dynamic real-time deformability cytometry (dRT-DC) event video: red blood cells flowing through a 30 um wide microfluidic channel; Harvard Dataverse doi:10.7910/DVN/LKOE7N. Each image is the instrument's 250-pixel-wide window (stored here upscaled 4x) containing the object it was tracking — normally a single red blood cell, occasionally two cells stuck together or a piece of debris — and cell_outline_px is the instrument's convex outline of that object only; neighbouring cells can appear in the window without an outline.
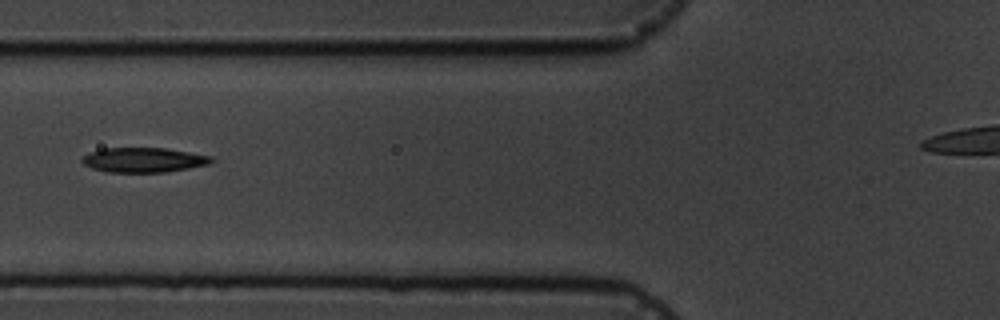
{"species": "common noctule bat (a hibernating species)", "species_latin": "Nyctalus noctula", "temperature_condition": "cold", "stored_images_in_passage": 13, "camera_frame_rate_fps": 3000, "um_per_image_px": 0.085, "animal": {"sex": "male", "body_mass_g": 19.5, "forearm_length_mm": 54.6}, "frame": {"image": 1, "passage_image": 4, "time_ms": 3.333, "image_size_px": [1000, 320], "cell_outline_px": [[216, 160], [208, 164], [188, 168], [164, 172], [108, 172], [92, 168], [84, 164], [80, 160], [88, 152], [104, 148], [164, 148], [212, 156]], "centroid_in_image_um": [12.2, 13.59], "position_along_channel_um": 113.6, "area_um2": 18.55}}
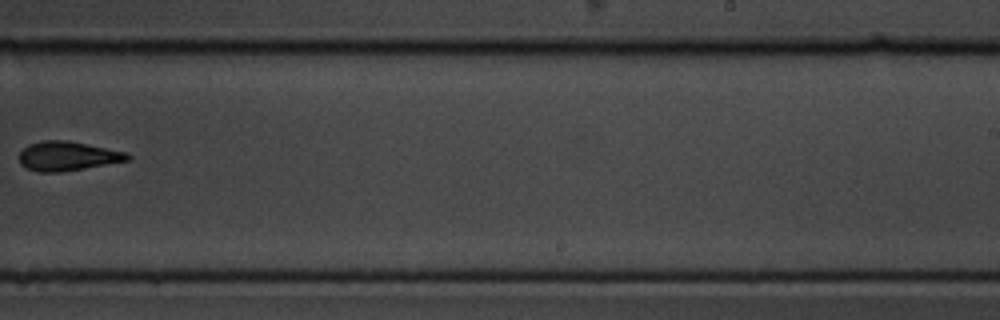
{"frame": {"image": 2, "passage_image": 8, "time_ms": 8.0, "image_size_px": [1000, 320], "cell_outline_px": [[132, 160], [60, 172], [36, 172], [20, 164], [20, 152], [28, 144], [40, 140], [68, 140], [128, 152], [132, 156]], "centroid_in_image_um": [5.78, 13.26], "position_along_channel_um": 283.2, "area_um2": 18.67}}
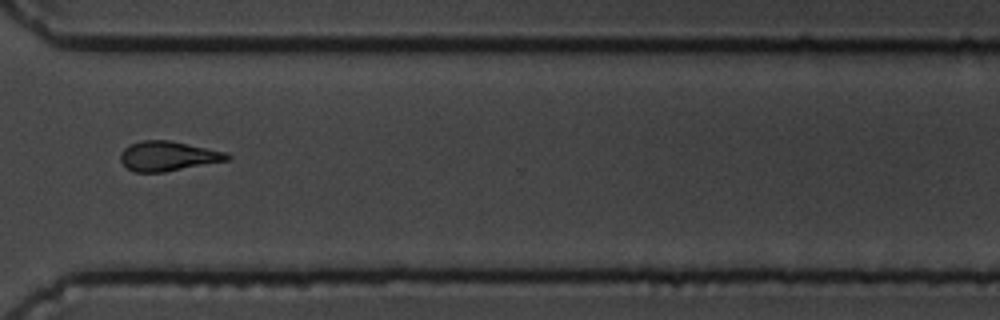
{"frame": {"image": 3, "passage_image": 10, "time_ms": 10.0, "image_size_px": [1000, 320], "cell_outline_px": [[232, 156], [228, 160], [164, 172], [136, 172], [128, 168], [120, 160], [120, 152], [128, 144], [140, 140], [168, 140], [224, 152]], "centroid_in_image_um": [14.22, 13.26], "position_along_channel_um": 356.4, "area_um2": 18.26}, "authors_computed_cell_mechanics": {"area_um2": 18.5538, "velocity_mm_per_s": 3.6479, "shape_relaxation_time_tau1_ms": 3.4035, "shape_relaxation_time_tau2_ms": 4.3195, "deformation_change_tau1": 0.1196, "deformation_change_tau2": 0.1151}}